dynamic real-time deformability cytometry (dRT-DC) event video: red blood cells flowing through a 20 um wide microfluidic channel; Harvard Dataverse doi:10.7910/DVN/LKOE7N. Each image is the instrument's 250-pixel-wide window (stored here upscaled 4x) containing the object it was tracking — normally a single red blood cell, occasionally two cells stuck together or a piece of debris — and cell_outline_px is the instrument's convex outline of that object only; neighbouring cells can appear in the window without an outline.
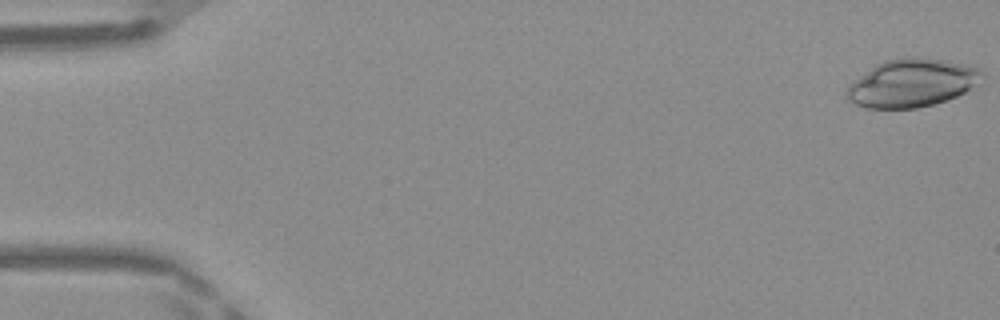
{"species": "Egyptian fruit bat (a non-hibernating species)", "species_latin": "Rousettus aegyptiacus", "temperature_condition": "warm", "stored_images_in_passage": 48, "camera_frame_rate_fps": 3000, "um_per_image_px": 0.085, "frame": {"image": 1, "passage_image": 1, "time_ms": 0.0, "image_size_px": [1000, 320], "cell_outline_px": [[984, 76], [964, 92], [956, 96], [932, 104], [916, 108], [864, 108], [848, 100], [848, 84], [852, 80], [876, 64], [884, 60], [904, 56], [916, 56], [944, 60], [964, 64], [980, 68], [984, 72]], "centroid_in_image_um": [77.48, 7.03], "position_along_channel_um": 7.5, "area_um2": 37.74}}
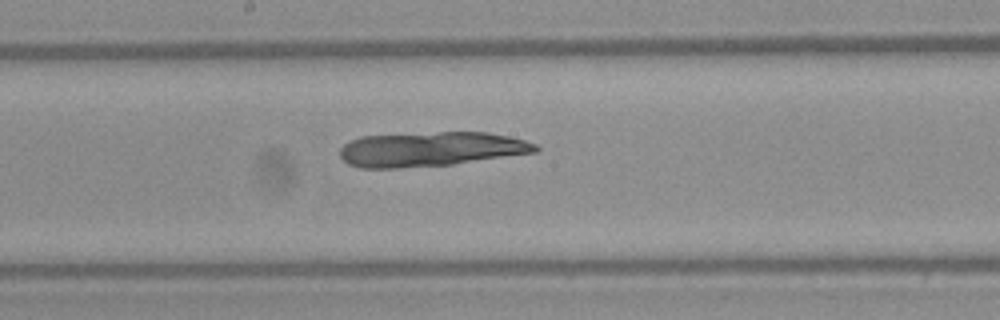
{"frame": {"image": 2, "passage_image": 26, "time_ms": 8.333, "image_size_px": [1000, 320], "cell_outline_px": [[540, 148], [536, 152], [452, 164], [396, 168], [360, 168], [348, 164], [340, 156], [340, 148], [348, 140], [360, 136], [440, 132], [488, 132], [508, 136], [524, 140], [536, 144]], "centroid_in_image_um": [36.58, 12.67], "position_along_channel_um": 211.6, "area_um2": 39.36}}